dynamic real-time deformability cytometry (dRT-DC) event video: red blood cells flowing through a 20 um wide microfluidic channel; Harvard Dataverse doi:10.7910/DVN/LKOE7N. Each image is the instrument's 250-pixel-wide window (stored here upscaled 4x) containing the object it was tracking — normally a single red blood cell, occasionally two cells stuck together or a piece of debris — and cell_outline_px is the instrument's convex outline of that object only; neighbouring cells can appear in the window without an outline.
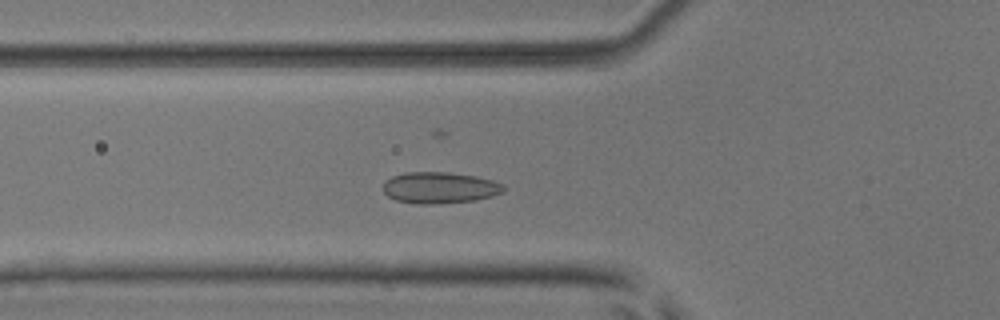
{"species": "common noctule bat (a hibernating species)", "species_latin": "Nyctalus noctula", "temperature_condition": "room temperature", "stored_images_in_passage": 27, "camera_frame_rate_fps": 3000, "um_per_image_px": 0.085, "animal": {"sex": "male", "body_mass_g": 17.9, "forearm_length_mm": 54.2}, "frame": {"image": 1, "passage_image": 13, "time_ms": 4.0, "image_size_px": [1000, 320], "cell_outline_px": [[504, 192], [492, 196], [472, 200], [436, 204], [416, 204], [396, 200], [388, 196], [384, 192], [384, 180], [392, 176], [404, 172], [448, 172], [476, 176], [492, 180], [504, 184]], "centroid_in_image_um": [37.36, 15.95], "position_along_channel_um": 88.4, "area_um2": 22.08}}
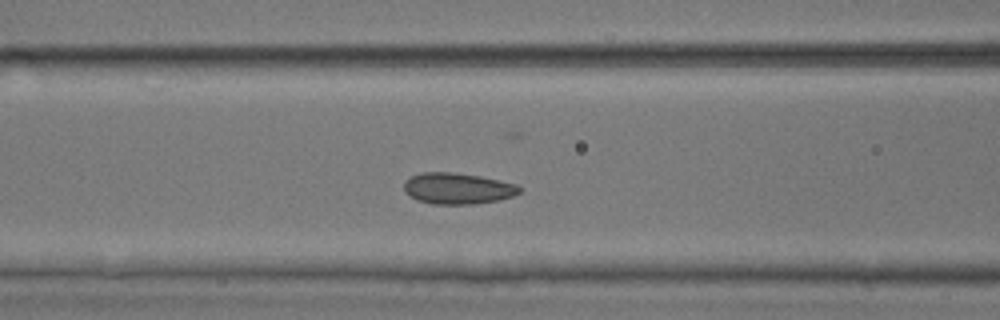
{"frame": {"image": 2, "passage_image": 16, "time_ms": 5.0, "image_size_px": [1000, 320], "cell_outline_px": [[524, 188], [520, 192], [512, 196], [500, 200], [476, 204], [432, 204], [416, 200], [404, 192], [404, 180], [420, 172], [452, 172], [480, 176], [516, 184]], "centroid_in_image_um": [38.89, 16.02], "position_along_channel_um": 127.7, "area_um2": 21.21}}
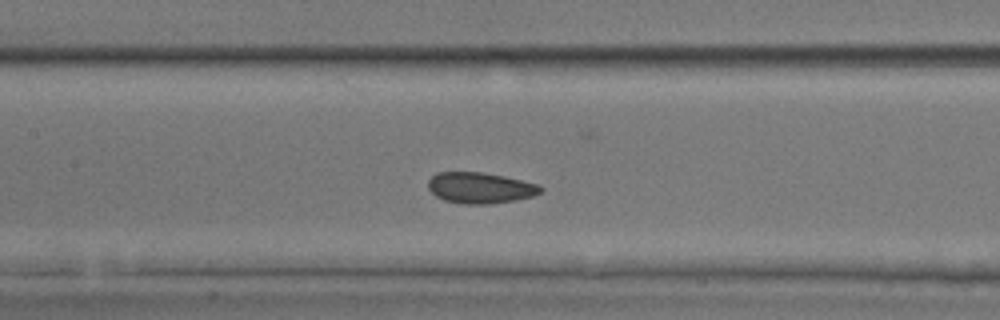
{"frame": {"image": 3, "passage_image": 19, "time_ms": 6.0, "image_size_px": [1000, 320], "cell_outline_px": [[544, 188], [540, 192], [532, 196], [492, 204], [464, 204], [444, 200], [436, 196], [428, 188], [428, 180], [436, 172], [480, 172], [504, 176], [540, 184]], "centroid_in_image_um": [40.81, 15.96], "position_along_channel_um": 166.6, "area_um2": 20.29}}